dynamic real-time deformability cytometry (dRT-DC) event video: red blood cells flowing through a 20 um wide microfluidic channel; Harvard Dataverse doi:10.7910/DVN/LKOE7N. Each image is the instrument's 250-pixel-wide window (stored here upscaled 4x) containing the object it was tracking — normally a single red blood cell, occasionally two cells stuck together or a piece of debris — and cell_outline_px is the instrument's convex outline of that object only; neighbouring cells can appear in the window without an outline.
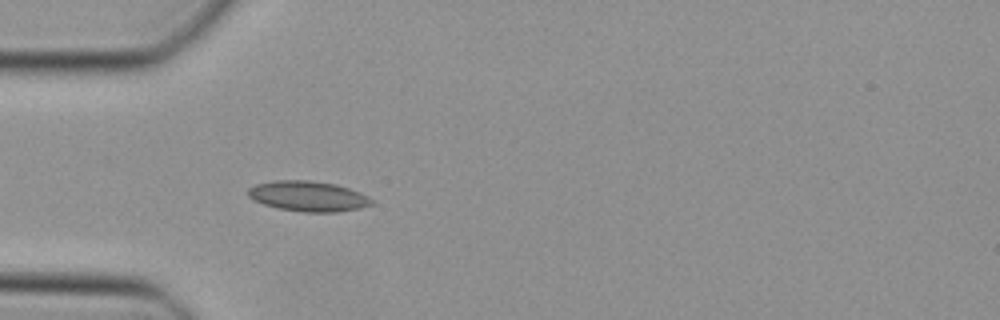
{"species": "Egyptian fruit bat (a non-hibernating species)", "species_latin": "Rousettus aegyptiacus", "temperature_condition": "cold", "stored_images_in_passage": 37, "camera_frame_rate_fps": 3000, "um_per_image_px": 0.085, "animal": {"sex": "female"}, "frame": {"image": 1, "passage_image": 4, "time_ms": 1.0, "image_size_px": [1000, 320], "cell_outline_px": [[372, 204], [360, 208], [336, 212], [304, 212], [280, 208], [264, 204], [252, 200], [248, 196], [248, 188], [256, 184], [276, 180], [308, 180], [336, 184], [348, 188], [372, 200]], "centroid_in_image_um": [26.13, 16.67], "position_along_channel_um": 58.9, "area_um2": 21.5}}
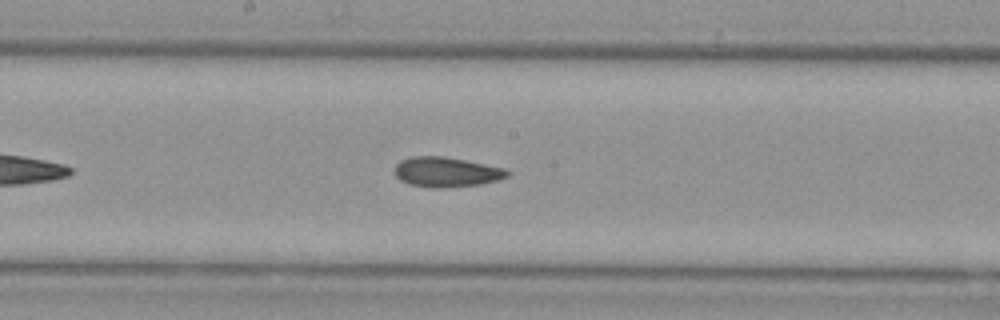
{"frame": {"image": 2, "passage_image": 15, "time_ms": 4.667, "image_size_px": [1000, 320], "cell_outline_px": [[512, 172], [508, 176], [500, 180], [480, 184], [440, 188], [432, 188], [408, 184], [400, 180], [396, 176], [392, 168], [400, 160], [412, 156], [444, 156], [504, 168]], "centroid_in_image_um": [37.91, 14.62], "position_along_channel_um": 210.3, "area_um2": 19.83}}
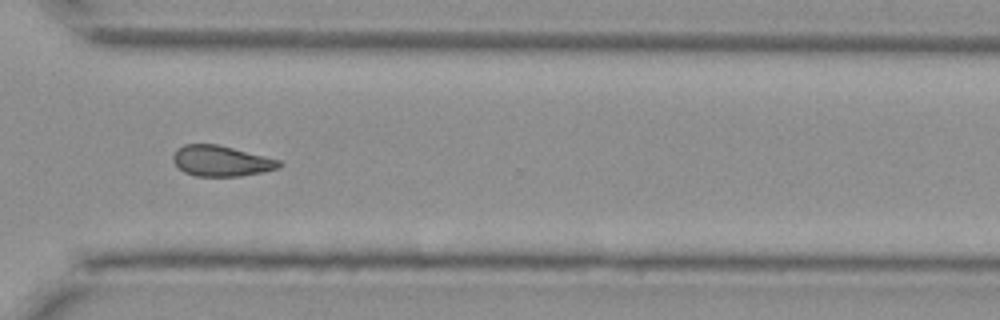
{"frame": {"image": 3, "passage_image": 25, "time_ms": 8.0, "image_size_px": [1000, 320], "cell_outline_px": [[284, 164], [280, 168], [264, 172], [240, 176], [196, 176], [184, 172], [172, 160], [172, 156], [176, 148], [184, 144], [216, 144], [280, 160]], "centroid_in_image_um": [18.8, 13.68], "position_along_channel_um": 351.8, "area_um2": 18.96}}